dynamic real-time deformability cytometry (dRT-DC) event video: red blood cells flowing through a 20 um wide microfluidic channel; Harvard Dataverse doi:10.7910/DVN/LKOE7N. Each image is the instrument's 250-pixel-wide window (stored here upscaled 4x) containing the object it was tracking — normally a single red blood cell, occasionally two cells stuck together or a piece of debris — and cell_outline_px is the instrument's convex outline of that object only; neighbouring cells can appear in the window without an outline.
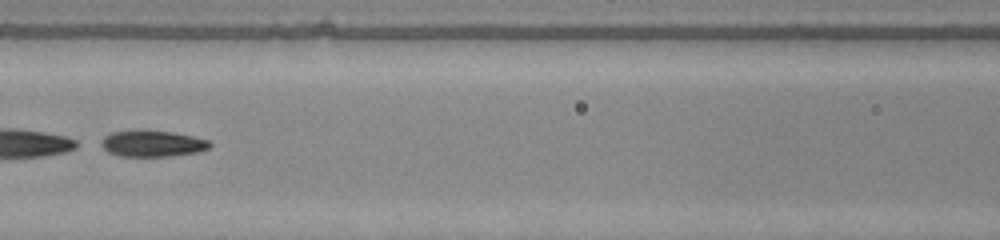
{"species": "common noctule bat (a hibernating species)", "species_latin": "Nyctalus noctula", "temperature_condition": "warm", "stored_images_in_passage": 48, "camera_frame_rate_fps": 3000, "um_per_image_px": 0.085, "animal": {"sex": "male", "body_mass_g": 20.0, "forearm_length_mm": 53.3}, "frame": {"image": 1, "passage_image": 23, "time_ms": 7.333, "image_size_px": [1000, 240], "cell_outline_px": [[212, 144], [208, 148], [200, 152], [168, 156], [120, 156], [108, 152], [100, 144], [100, 140], [104, 136], [112, 132], [136, 128], [172, 132], [192, 136], [208, 140]], "centroid_in_image_um": [12.91, 12.18], "position_along_channel_um": 153.7, "area_um2": 16.99}, "authors_computed_cell_mechanics": {"area_um2": 17.1377, "velocity_mm_per_s": 4.2701, "shape_relaxation_time_tau1_ms": 1.8005, "shape_relaxation_time_tau2_ms": 2.1316, "deformation_change_tau1": 0.3362, "deformation_change_tau2": 0.0912}}